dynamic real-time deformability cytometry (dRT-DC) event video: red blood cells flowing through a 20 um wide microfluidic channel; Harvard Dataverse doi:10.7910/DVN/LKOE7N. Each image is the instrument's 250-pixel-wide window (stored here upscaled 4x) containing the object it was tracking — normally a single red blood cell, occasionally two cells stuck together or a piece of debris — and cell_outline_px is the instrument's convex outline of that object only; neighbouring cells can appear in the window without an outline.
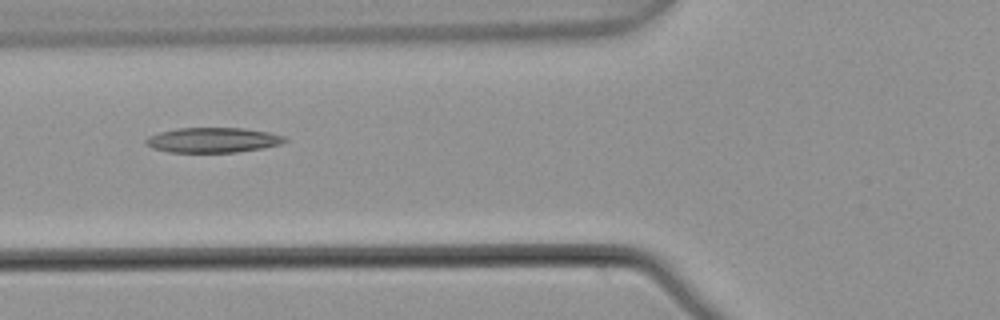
{"species": "common noctule bat (a hibernating species)", "species_latin": "Nyctalus noctula", "temperature_condition": "warm", "stored_images_in_passage": 4, "camera_frame_rate_fps": 3000, "um_per_image_px": 0.085, "animal": {"sex": "male", "body_mass_g": 21.5, "forearm_length_mm": 52.0}, "frame": {"image": 1, "passage_image": 2, "time_ms": 0.333, "image_size_px": [1000, 320], "cell_outline_px": [[288, 140], [280, 144], [264, 148], [236, 152], [168, 152], [152, 148], [144, 140], [148, 136], [160, 132], [176, 128], [244, 128], [268, 132], [284, 136]], "centroid_in_image_um": [18.1, 11.9], "position_along_channel_um": 107.7, "area_um2": 20.23}}
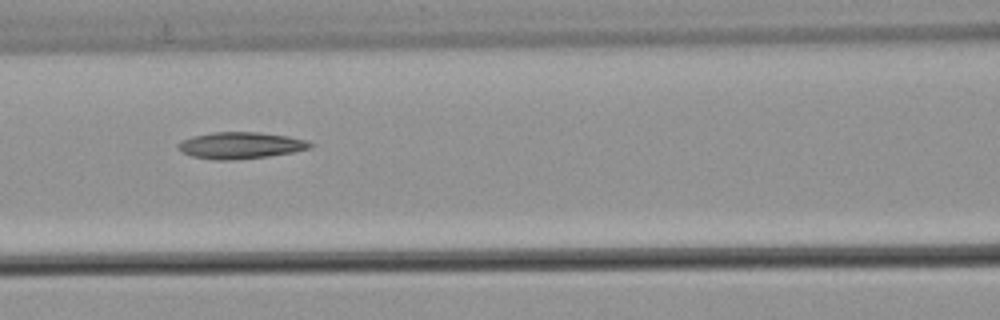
{"frame": {"image": 2, "passage_image": 3, "time_ms": 0.667, "image_size_px": [1000, 320], "cell_outline_px": [[312, 148], [292, 152], [268, 156], [228, 160], [216, 160], [192, 156], [180, 152], [176, 148], [176, 144], [180, 140], [192, 136], [212, 132], [260, 132], [288, 136], [308, 140], [312, 144]], "centroid_in_image_um": [20.4, 12.35], "position_along_channel_um": 146.2, "area_um2": 20.63}}